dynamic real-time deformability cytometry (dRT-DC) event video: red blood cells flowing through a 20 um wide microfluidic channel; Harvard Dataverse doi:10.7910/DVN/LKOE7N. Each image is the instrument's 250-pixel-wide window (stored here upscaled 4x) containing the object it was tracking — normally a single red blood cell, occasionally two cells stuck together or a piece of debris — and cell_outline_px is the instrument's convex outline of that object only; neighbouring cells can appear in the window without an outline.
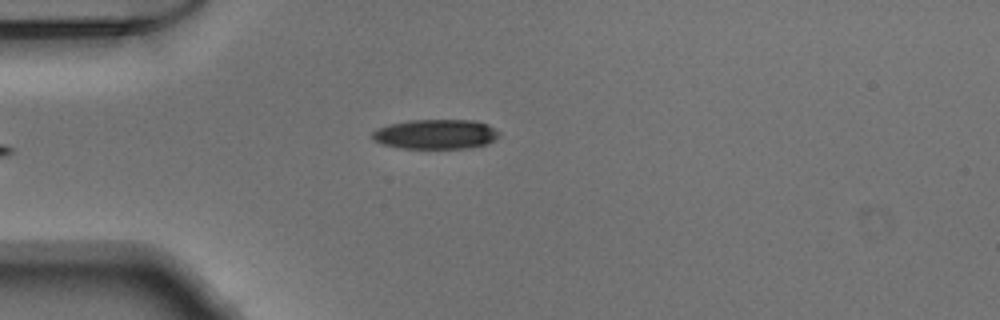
{"species": "Egyptian fruit bat (a non-hibernating species)", "species_latin": "Rousettus aegyptiacus", "temperature_condition": "warm", "stored_images_in_passage": 39, "camera_frame_rate_fps": 3000, "um_per_image_px": 0.085, "animal": {"sex": "male"}, "frame": {"image": 1, "passage_image": 2, "time_ms": 0.333, "image_size_px": [1000, 320], "cell_outline_px": [[500, 136], [488, 144], [468, 148], [400, 148], [384, 144], [372, 140], [372, 132], [388, 124], [408, 120], [476, 120], [488, 124], [500, 132]], "centroid_in_image_um": [37.07, 11.4], "position_along_channel_um": 47.9, "area_um2": 22.08}}
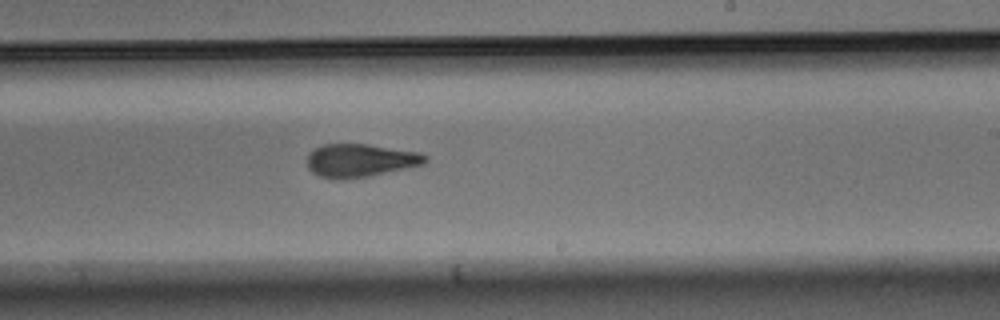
{"frame": {"image": 2, "passage_image": 19, "time_ms": 6.0, "image_size_px": [1000, 320], "cell_outline_px": [[428, 160], [424, 164], [368, 176], [344, 180], [340, 180], [320, 176], [312, 172], [308, 168], [308, 152], [312, 148], [320, 144], [368, 144], [420, 152], [428, 156]], "centroid_in_image_um": [30.6, 13.62], "position_along_channel_um": 258.4, "area_um2": 23.0}}
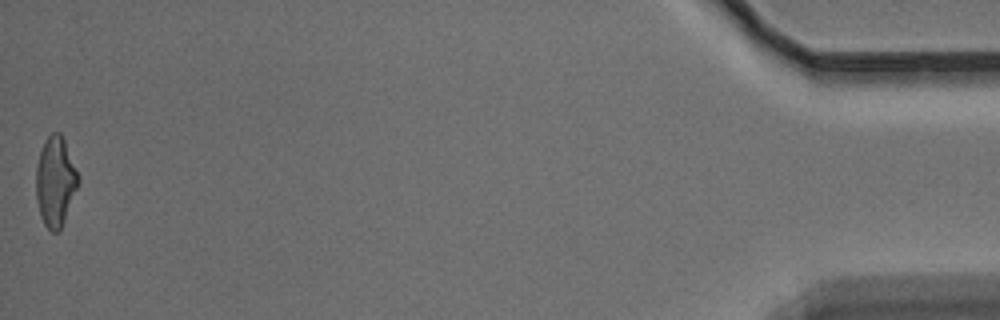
{"frame": {"image": 3, "passage_image": 39, "time_ms": 12.667, "image_size_px": [1000, 320], "cell_outline_px": [[80, 180], [60, 232], [52, 232], [44, 224], [40, 216], [36, 200], [36, 164], [44, 140], [52, 132], [60, 132], [64, 140], [80, 176]], "centroid_in_image_um": [4.7, 15.44], "position_along_channel_um": 430.5, "area_um2": 22.25}}